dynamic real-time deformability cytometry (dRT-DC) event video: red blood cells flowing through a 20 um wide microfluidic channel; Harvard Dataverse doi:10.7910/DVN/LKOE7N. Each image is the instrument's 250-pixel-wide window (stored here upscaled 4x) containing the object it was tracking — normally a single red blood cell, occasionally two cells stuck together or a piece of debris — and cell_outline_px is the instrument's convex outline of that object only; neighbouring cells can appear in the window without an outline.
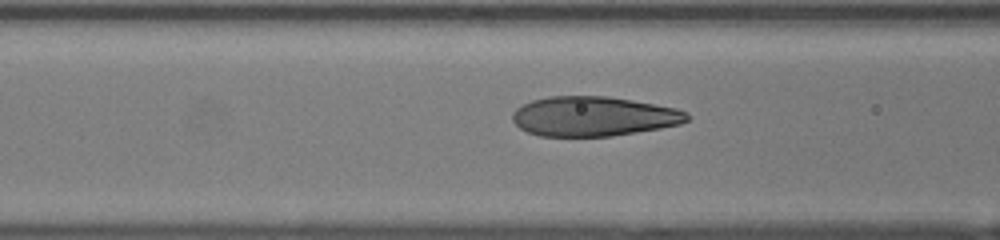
{"species": "human", "species_latin": "Homo sapiens", "temperature_condition": "room temperature", "stored_images_in_passage": 9, "camera_frame_rate_fps": 3000, "um_per_image_px": 0.085, "donor": {"sex": "female"}, "frame": {"image": 1, "passage_image": 7, "time_ms": 2.0, "image_size_px": [1000, 240], "cell_outline_px": [[688, 120], [680, 124], [660, 128], [612, 136], [540, 136], [528, 132], [520, 128], [512, 120], [512, 112], [516, 108], [532, 100], [548, 96], [608, 96], [632, 100], [676, 108], [688, 112]], "centroid_in_image_um": [50.43, 9.88], "position_along_channel_um": 116.2, "area_um2": 40.34}}